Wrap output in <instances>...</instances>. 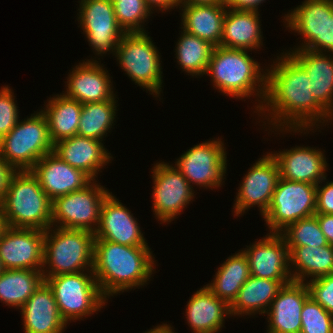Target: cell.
<instances>
[{
  "mask_svg": "<svg viewBox=\"0 0 333 333\" xmlns=\"http://www.w3.org/2000/svg\"><path fill=\"white\" fill-rule=\"evenodd\" d=\"M315 214L316 185L280 177L263 218L270 233L280 234L290 224Z\"/></svg>",
  "mask_w": 333,
  "mask_h": 333,
  "instance_id": "cell-9",
  "label": "cell"
},
{
  "mask_svg": "<svg viewBox=\"0 0 333 333\" xmlns=\"http://www.w3.org/2000/svg\"><path fill=\"white\" fill-rule=\"evenodd\" d=\"M30 171L51 201L83 189L92 181L87 174L73 168L54 152L44 155Z\"/></svg>",
  "mask_w": 333,
  "mask_h": 333,
  "instance_id": "cell-18",
  "label": "cell"
},
{
  "mask_svg": "<svg viewBox=\"0 0 333 333\" xmlns=\"http://www.w3.org/2000/svg\"><path fill=\"white\" fill-rule=\"evenodd\" d=\"M306 284L310 297L333 315V274L307 281Z\"/></svg>",
  "mask_w": 333,
  "mask_h": 333,
  "instance_id": "cell-40",
  "label": "cell"
},
{
  "mask_svg": "<svg viewBox=\"0 0 333 333\" xmlns=\"http://www.w3.org/2000/svg\"><path fill=\"white\" fill-rule=\"evenodd\" d=\"M289 266L294 265L290 271L292 280L305 282L306 276L310 280L333 274V246H288ZM305 280V281H304Z\"/></svg>",
  "mask_w": 333,
  "mask_h": 333,
  "instance_id": "cell-29",
  "label": "cell"
},
{
  "mask_svg": "<svg viewBox=\"0 0 333 333\" xmlns=\"http://www.w3.org/2000/svg\"><path fill=\"white\" fill-rule=\"evenodd\" d=\"M300 333H333V315L310 296L302 309Z\"/></svg>",
  "mask_w": 333,
  "mask_h": 333,
  "instance_id": "cell-38",
  "label": "cell"
},
{
  "mask_svg": "<svg viewBox=\"0 0 333 333\" xmlns=\"http://www.w3.org/2000/svg\"><path fill=\"white\" fill-rule=\"evenodd\" d=\"M4 227H5V224H4L3 218L1 217V213H0V233Z\"/></svg>",
  "mask_w": 333,
  "mask_h": 333,
  "instance_id": "cell-49",
  "label": "cell"
},
{
  "mask_svg": "<svg viewBox=\"0 0 333 333\" xmlns=\"http://www.w3.org/2000/svg\"><path fill=\"white\" fill-rule=\"evenodd\" d=\"M315 216L328 243L333 246V214L316 213Z\"/></svg>",
  "mask_w": 333,
  "mask_h": 333,
  "instance_id": "cell-44",
  "label": "cell"
},
{
  "mask_svg": "<svg viewBox=\"0 0 333 333\" xmlns=\"http://www.w3.org/2000/svg\"><path fill=\"white\" fill-rule=\"evenodd\" d=\"M284 19L286 27L304 37L302 47L295 49L323 52L324 0H305Z\"/></svg>",
  "mask_w": 333,
  "mask_h": 333,
  "instance_id": "cell-28",
  "label": "cell"
},
{
  "mask_svg": "<svg viewBox=\"0 0 333 333\" xmlns=\"http://www.w3.org/2000/svg\"><path fill=\"white\" fill-rule=\"evenodd\" d=\"M176 45L175 55L183 71L192 76L206 73L215 46L184 30Z\"/></svg>",
  "mask_w": 333,
  "mask_h": 333,
  "instance_id": "cell-35",
  "label": "cell"
},
{
  "mask_svg": "<svg viewBox=\"0 0 333 333\" xmlns=\"http://www.w3.org/2000/svg\"><path fill=\"white\" fill-rule=\"evenodd\" d=\"M310 296L306 282L291 281L283 285L266 312L268 333H300L301 313Z\"/></svg>",
  "mask_w": 333,
  "mask_h": 333,
  "instance_id": "cell-19",
  "label": "cell"
},
{
  "mask_svg": "<svg viewBox=\"0 0 333 333\" xmlns=\"http://www.w3.org/2000/svg\"><path fill=\"white\" fill-rule=\"evenodd\" d=\"M105 189L92 180L83 189L55 198L51 205L52 227L57 223L55 227L95 233L102 203L110 193Z\"/></svg>",
  "mask_w": 333,
  "mask_h": 333,
  "instance_id": "cell-10",
  "label": "cell"
},
{
  "mask_svg": "<svg viewBox=\"0 0 333 333\" xmlns=\"http://www.w3.org/2000/svg\"><path fill=\"white\" fill-rule=\"evenodd\" d=\"M258 16V11L227 8L223 19L221 46L229 49H259L262 35Z\"/></svg>",
  "mask_w": 333,
  "mask_h": 333,
  "instance_id": "cell-25",
  "label": "cell"
},
{
  "mask_svg": "<svg viewBox=\"0 0 333 333\" xmlns=\"http://www.w3.org/2000/svg\"><path fill=\"white\" fill-rule=\"evenodd\" d=\"M44 233L31 228L6 226L0 233V259L4 269H44Z\"/></svg>",
  "mask_w": 333,
  "mask_h": 333,
  "instance_id": "cell-14",
  "label": "cell"
},
{
  "mask_svg": "<svg viewBox=\"0 0 333 333\" xmlns=\"http://www.w3.org/2000/svg\"><path fill=\"white\" fill-rule=\"evenodd\" d=\"M271 155L278 162L281 178L313 185L326 180L327 162L320 149L297 146Z\"/></svg>",
  "mask_w": 333,
  "mask_h": 333,
  "instance_id": "cell-21",
  "label": "cell"
},
{
  "mask_svg": "<svg viewBox=\"0 0 333 333\" xmlns=\"http://www.w3.org/2000/svg\"><path fill=\"white\" fill-rule=\"evenodd\" d=\"M12 90L8 86L0 89V139L7 135L18 123V107Z\"/></svg>",
  "mask_w": 333,
  "mask_h": 333,
  "instance_id": "cell-39",
  "label": "cell"
},
{
  "mask_svg": "<svg viewBox=\"0 0 333 333\" xmlns=\"http://www.w3.org/2000/svg\"><path fill=\"white\" fill-rule=\"evenodd\" d=\"M265 0H225V4L228 8L236 10H253L258 11L259 4Z\"/></svg>",
  "mask_w": 333,
  "mask_h": 333,
  "instance_id": "cell-45",
  "label": "cell"
},
{
  "mask_svg": "<svg viewBox=\"0 0 333 333\" xmlns=\"http://www.w3.org/2000/svg\"><path fill=\"white\" fill-rule=\"evenodd\" d=\"M53 152L48 123L42 111L20 120L0 139V155L17 171L31 170L46 154Z\"/></svg>",
  "mask_w": 333,
  "mask_h": 333,
  "instance_id": "cell-6",
  "label": "cell"
},
{
  "mask_svg": "<svg viewBox=\"0 0 333 333\" xmlns=\"http://www.w3.org/2000/svg\"><path fill=\"white\" fill-rule=\"evenodd\" d=\"M316 185V213L333 214V182Z\"/></svg>",
  "mask_w": 333,
  "mask_h": 333,
  "instance_id": "cell-41",
  "label": "cell"
},
{
  "mask_svg": "<svg viewBox=\"0 0 333 333\" xmlns=\"http://www.w3.org/2000/svg\"><path fill=\"white\" fill-rule=\"evenodd\" d=\"M183 7L181 27L185 32L206 40L213 46H221L225 3L212 5H180Z\"/></svg>",
  "mask_w": 333,
  "mask_h": 333,
  "instance_id": "cell-27",
  "label": "cell"
},
{
  "mask_svg": "<svg viewBox=\"0 0 333 333\" xmlns=\"http://www.w3.org/2000/svg\"><path fill=\"white\" fill-rule=\"evenodd\" d=\"M280 178L277 160L267 153L258 159L243 178L235 199L234 216L258 205L261 215L267 211Z\"/></svg>",
  "mask_w": 333,
  "mask_h": 333,
  "instance_id": "cell-15",
  "label": "cell"
},
{
  "mask_svg": "<svg viewBox=\"0 0 333 333\" xmlns=\"http://www.w3.org/2000/svg\"><path fill=\"white\" fill-rule=\"evenodd\" d=\"M5 269H4V267H3V265H2V262H1V259H0V274L4 271Z\"/></svg>",
  "mask_w": 333,
  "mask_h": 333,
  "instance_id": "cell-50",
  "label": "cell"
},
{
  "mask_svg": "<svg viewBox=\"0 0 333 333\" xmlns=\"http://www.w3.org/2000/svg\"><path fill=\"white\" fill-rule=\"evenodd\" d=\"M247 51L214 47L205 75L211 76L213 87L221 93L243 99L257 92L263 104L267 74H261L260 64Z\"/></svg>",
  "mask_w": 333,
  "mask_h": 333,
  "instance_id": "cell-4",
  "label": "cell"
},
{
  "mask_svg": "<svg viewBox=\"0 0 333 333\" xmlns=\"http://www.w3.org/2000/svg\"><path fill=\"white\" fill-rule=\"evenodd\" d=\"M180 5H212L225 3V0H179Z\"/></svg>",
  "mask_w": 333,
  "mask_h": 333,
  "instance_id": "cell-47",
  "label": "cell"
},
{
  "mask_svg": "<svg viewBox=\"0 0 333 333\" xmlns=\"http://www.w3.org/2000/svg\"><path fill=\"white\" fill-rule=\"evenodd\" d=\"M280 234L284 237L287 246L323 247L329 245L315 215L290 224Z\"/></svg>",
  "mask_w": 333,
  "mask_h": 333,
  "instance_id": "cell-36",
  "label": "cell"
},
{
  "mask_svg": "<svg viewBox=\"0 0 333 333\" xmlns=\"http://www.w3.org/2000/svg\"><path fill=\"white\" fill-rule=\"evenodd\" d=\"M277 57L278 62H274L270 70L266 69L264 104L259 103L256 111L262 115L267 111V115H271V119L267 118L273 122L271 125L277 130L280 127L282 131L285 127L284 131L303 132L307 129L308 132L311 127L319 126L316 123L332 120V116L313 97L310 77L305 69L289 52Z\"/></svg>",
  "mask_w": 333,
  "mask_h": 333,
  "instance_id": "cell-1",
  "label": "cell"
},
{
  "mask_svg": "<svg viewBox=\"0 0 333 333\" xmlns=\"http://www.w3.org/2000/svg\"><path fill=\"white\" fill-rule=\"evenodd\" d=\"M105 149L102 141L79 135L53 145V152L56 155L73 168L83 171L92 180H96L98 171L112 159L111 154Z\"/></svg>",
  "mask_w": 333,
  "mask_h": 333,
  "instance_id": "cell-23",
  "label": "cell"
},
{
  "mask_svg": "<svg viewBox=\"0 0 333 333\" xmlns=\"http://www.w3.org/2000/svg\"><path fill=\"white\" fill-rule=\"evenodd\" d=\"M108 71L96 60H86L68 75L67 89L63 93L79 103L104 102L114 97Z\"/></svg>",
  "mask_w": 333,
  "mask_h": 333,
  "instance_id": "cell-20",
  "label": "cell"
},
{
  "mask_svg": "<svg viewBox=\"0 0 333 333\" xmlns=\"http://www.w3.org/2000/svg\"><path fill=\"white\" fill-rule=\"evenodd\" d=\"M268 234L242 251L248 259L251 276L277 280L285 285L292 281L288 246L281 234Z\"/></svg>",
  "mask_w": 333,
  "mask_h": 333,
  "instance_id": "cell-16",
  "label": "cell"
},
{
  "mask_svg": "<svg viewBox=\"0 0 333 333\" xmlns=\"http://www.w3.org/2000/svg\"><path fill=\"white\" fill-rule=\"evenodd\" d=\"M145 333H174V332L172 330L171 325L169 326L168 324L163 323V325H158Z\"/></svg>",
  "mask_w": 333,
  "mask_h": 333,
  "instance_id": "cell-48",
  "label": "cell"
},
{
  "mask_svg": "<svg viewBox=\"0 0 333 333\" xmlns=\"http://www.w3.org/2000/svg\"><path fill=\"white\" fill-rule=\"evenodd\" d=\"M149 246H125L95 240L93 273L102 296L106 297L142 287L154 269Z\"/></svg>",
  "mask_w": 333,
  "mask_h": 333,
  "instance_id": "cell-2",
  "label": "cell"
},
{
  "mask_svg": "<svg viewBox=\"0 0 333 333\" xmlns=\"http://www.w3.org/2000/svg\"><path fill=\"white\" fill-rule=\"evenodd\" d=\"M145 3L151 9V11L154 9V7H158V9L162 11H167L170 8L173 9L176 6H180L179 0H145Z\"/></svg>",
  "mask_w": 333,
  "mask_h": 333,
  "instance_id": "cell-46",
  "label": "cell"
},
{
  "mask_svg": "<svg viewBox=\"0 0 333 333\" xmlns=\"http://www.w3.org/2000/svg\"><path fill=\"white\" fill-rule=\"evenodd\" d=\"M289 54L309 75L315 100L333 117V55L307 49H293Z\"/></svg>",
  "mask_w": 333,
  "mask_h": 333,
  "instance_id": "cell-24",
  "label": "cell"
},
{
  "mask_svg": "<svg viewBox=\"0 0 333 333\" xmlns=\"http://www.w3.org/2000/svg\"><path fill=\"white\" fill-rule=\"evenodd\" d=\"M44 110L49 137L55 143L77 135L82 103L68 98L63 93L49 98Z\"/></svg>",
  "mask_w": 333,
  "mask_h": 333,
  "instance_id": "cell-30",
  "label": "cell"
},
{
  "mask_svg": "<svg viewBox=\"0 0 333 333\" xmlns=\"http://www.w3.org/2000/svg\"><path fill=\"white\" fill-rule=\"evenodd\" d=\"M43 281L42 271L5 269L0 274V300L20 309Z\"/></svg>",
  "mask_w": 333,
  "mask_h": 333,
  "instance_id": "cell-33",
  "label": "cell"
},
{
  "mask_svg": "<svg viewBox=\"0 0 333 333\" xmlns=\"http://www.w3.org/2000/svg\"><path fill=\"white\" fill-rule=\"evenodd\" d=\"M113 6L117 22L125 33L145 32L142 23L152 13L145 0H118Z\"/></svg>",
  "mask_w": 333,
  "mask_h": 333,
  "instance_id": "cell-37",
  "label": "cell"
},
{
  "mask_svg": "<svg viewBox=\"0 0 333 333\" xmlns=\"http://www.w3.org/2000/svg\"><path fill=\"white\" fill-rule=\"evenodd\" d=\"M152 170L153 212L162 223L171 222L193 199V187L176 166L158 162Z\"/></svg>",
  "mask_w": 333,
  "mask_h": 333,
  "instance_id": "cell-12",
  "label": "cell"
},
{
  "mask_svg": "<svg viewBox=\"0 0 333 333\" xmlns=\"http://www.w3.org/2000/svg\"><path fill=\"white\" fill-rule=\"evenodd\" d=\"M230 306L207 287L200 288L189 299L186 318L194 333H217L224 326Z\"/></svg>",
  "mask_w": 333,
  "mask_h": 333,
  "instance_id": "cell-26",
  "label": "cell"
},
{
  "mask_svg": "<svg viewBox=\"0 0 333 333\" xmlns=\"http://www.w3.org/2000/svg\"><path fill=\"white\" fill-rule=\"evenodd\" d=\"M51 205L34 174L22 170L12 176L0 213L6 226L45 231L52 227Z\"/></svg>",
  "mask_w": 333,
  "mask_h": 333,
  "instance_id": "cell-3",
  "label": "cell"
},
{
  "mask_svg": "<svg viewBox=\"0 0 333 333\" xmlns=\"http://www.w3.org/2000/svg\"><path fill=\"white\" fill-rule=\"evenodd\" d=\"M20 310L24 333H62L67 325L59 312L55 296L45 281Z\"/></svg>",
  "mask_w": 333,
  "mask_h": 333,
  "instance_id": "cell-22",
  "label": "cell"
},
{
  "mask_svg": "<svg viewBox=\"0 0 333 333\" xmlns=\"http://www.w3.org/2000/svg\"><path fill=\"white\" fill-rule=\"evenodd\" d=\"M116 57L132 81L152 92L151 95L160 96L163 83L160 56L146 32L125 33L117 46Z\"/></svg>",
  "mask_w": 333,
  "mask_h": 333,
  "instance_id": "cell-8",
  "label": "cell"
},
{
  "mask_svg": "<svg viewBox=\"0 0 333 333\" xmlns=\"http://www.w3.org/2000/svg\"><path fill=\"white\" fill-rule=\"evenodd\" d=\"M94 242V233L86 230L60 227L45 230L43 265L49 264L50 269L42 270L43 278L85 270L89 274L93 269Z\"/></svg>",
  "mask_w": 333,
  "mask_h": 333,
  "instance_id": "cell-5",
  "label": "cell"
},
{
  "mask_svg": "<svg viewBox=\"0 0 333 333\" xmlns=\"http://www.w3.org/2000/svg\"><path fill=\"white\" fill-rule=\"evenodd\" d=\"M17 170L0 155V201L4 198L10 180Z\"/></svg>",
  "mask_w": 333,
  "mask_h": 333,
  "instance_id": "cell-43",
  "label": "cell"
},
{
  "mask_svg": "<svg viewBox=\"0 0 333 333\" xmlns=\"http://www.w3.org/2000/svg\"><path fill=\"white\" fill-rule=\"evenodd\" d=\"M51 288L59 312L65 322L82 319L103 308L106 299L102 296L93 271L61 274L44 278Z\"/></svg>",
  "mask_w": 333,
  "mask_h": 333,
  "instance_id": "cell-7",
  "label": "cell"
},
{
  "mask_svg": "<svg viewBox=\"0 0 333 333\" xmlns=\"http://www.w3.org/2000/svg\"><path fill=\"white\" fill-rule=\"evenodd\" d=\"M323 50L333 54V0H324Z\"/></svg>",
  "mask_w": 333,
  "mask_h": 333,
  "instance_id": "cell-42",
  "label": "cell"
},
{
  "mask_svg": "<svg viewBox=\"0 0 333 333\" xmlns=\"http://www.w3.org/2000/svg\"><path fill=\"white\" fill-rule=\"evenodd\" d=\"M131 211L109 193L101 206L95 240H106L125 246H148Z\"/></svg>",
  "mask_w": 333,
  "mask_h": 333,
  "instance_id": "cell-17",
  "label": "cell"
},
{
  "mask_svg": "<svg viewBox=\"0 0 333 333\" xmlns=\"http://www.w3.org/2000/svg\"><path fill=\"white\" fill-rule=\"evenodd\" d=\"M78 19L88 42L97 55L116 50L125 34L119 26L110 0H81Z\"/></svg>",
  "mask_w": 333,
  "mask_h": 333,
  "instance_id": "cell-13",
  "label": "cell"
},
{
  "mask_svg": "<svg viewBox=\"0 0 333 333\" xmlns=\"http://www.w3.org/2000/svg\"><path fill=\"white\" fill-rule=\"evenodd\" d=\"M200 143L185 152L175 166L188 183L206 188L222 185L226 173V150L221 139Z\"/></svg>",
  "mask_w": 333,
  "mask_h": 333,
  "instance_id": "cell-11",
  "label": "cell"
},
{
  "mask_svg": "<svg viewBox=\"0 0 333 333\" xmlns=\"http://www.w3.org/2000/svg\"><path fill=\"white\" fill-rule=\"evenodd\" d=\"M115 99L114 96L104 102L82 104L77 135L103 141L104 135L112 128L115 120L117 107Z\"/></svg>",
  "mask_w": 333,
  "mask_h": 333,
  "instance_id": "cell-34",
  "label": "cell"
},
{
  "mask_svg": "<svg viewBox=\"0 0 333 333\" xmlns=\"http://www.w3.org/2000/svg\"><path fill=\"white\" fill-rule=\"evenodd\" d=\"M217 269L213 282L205 286L230 306L237 298L242 285L251 276L248 259L241 250L228 257Z\"/></svg>",
  "mask_w": 333,
  "mask_h": 333,
  "instance_id": "cell-32",
  "label": "cell"
},
{
  "mask_svg": "<svg viewBox=\"0 0 333 333\" xmlns=\"http://www.w3.org/2000/svg\"><path fill=\"white\" fill-rule=\"evenodd\" d=\"M282 286L283 284L277 280L250 276L230 305V315H255L256 312L266 314Z\"/></svg>",
  "mask_w": 333,
  "mask_h": 333,
  "instance_id": "cell-31",
  "label": "cell"
}]
</instances>
